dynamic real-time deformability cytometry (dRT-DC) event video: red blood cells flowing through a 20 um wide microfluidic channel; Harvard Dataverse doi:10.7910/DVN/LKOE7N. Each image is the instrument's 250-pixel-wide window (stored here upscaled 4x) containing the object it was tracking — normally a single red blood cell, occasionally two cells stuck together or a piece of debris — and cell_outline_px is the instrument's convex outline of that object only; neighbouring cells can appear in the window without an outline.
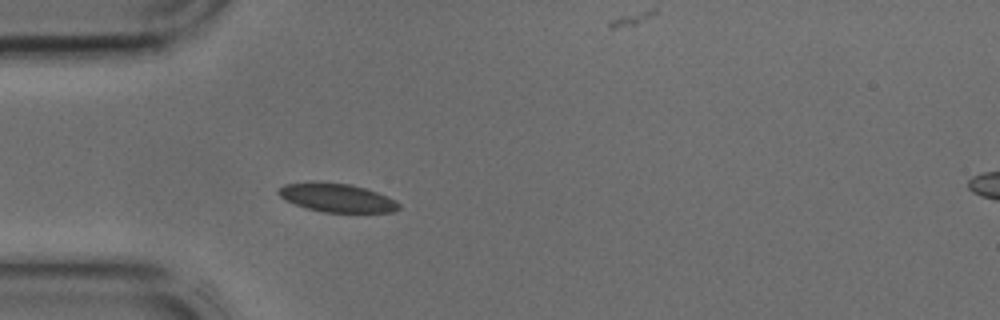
{"species": "common noctule bat (a hibernating species)", "species_latin": "Nyctalus noctula", "temperature_condition": "cold", "stored_images_in_passage": 26, "camera_frame_rate_fps": 3000, "um_per_image_px": 0.085, "animal": {"sex": "male", "body_mass_g": 17.9, "forearm_length_mm": 54.2}, "frame": {"image": 1, "passage_image": 11, "time_ms": 3.333, "image_size_px": [1000, 320], "cell_outline_px": [[400, 208], [392, 212], [324, 212], [308, 208], [296, 204], [280, 196], [276, 192], [284, 184], [312, 180], [352, 184], [376, 192], [396, 200], [400, 204]], "centroid_in_image_um": [28.62, 16.78], "position_along_channel_um": 56.4, "area_um2": 20.11}}